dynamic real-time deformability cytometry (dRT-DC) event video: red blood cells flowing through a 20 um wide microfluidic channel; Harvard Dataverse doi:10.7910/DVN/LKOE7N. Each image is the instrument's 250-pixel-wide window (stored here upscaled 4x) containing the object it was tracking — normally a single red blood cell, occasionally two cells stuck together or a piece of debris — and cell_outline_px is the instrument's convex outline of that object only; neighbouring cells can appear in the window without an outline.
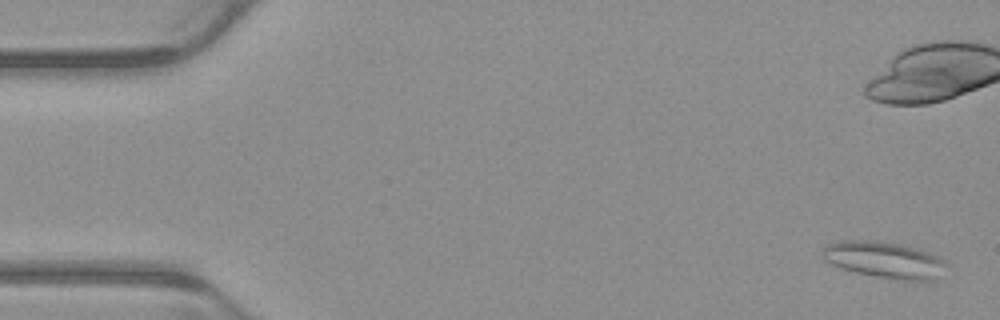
{"species": "common noctule bat (a hibernating species)", "species_latin": "Nyctalus noctula", "temperature_condition": "warm", "stored_images_in_passage": 5, "camera_frame_rate_fps": 3000, "um_per_image_px": 0.085, "animal": {"sex": "male", "body_mass_g": 23.1, "forearm_length_mm": 52.7}, "frame": {"image": 1, "passage_image": 1, "time_ms": 0.0, "image_size_px": [1000, 320], "cell_outline_px": [[948, 264], [936, 280], [904, 280], [876, 276], [856, 272], [832, 264], [824, 260], [820, 252], [828, 244], [840, 240], [876, 240], [900, 244], [928, 252], [944, 260]], "centroid_in_image_um": [75.16, 22.07], "position_along_channel_um": 9.8, "area_um2": 26.13}}